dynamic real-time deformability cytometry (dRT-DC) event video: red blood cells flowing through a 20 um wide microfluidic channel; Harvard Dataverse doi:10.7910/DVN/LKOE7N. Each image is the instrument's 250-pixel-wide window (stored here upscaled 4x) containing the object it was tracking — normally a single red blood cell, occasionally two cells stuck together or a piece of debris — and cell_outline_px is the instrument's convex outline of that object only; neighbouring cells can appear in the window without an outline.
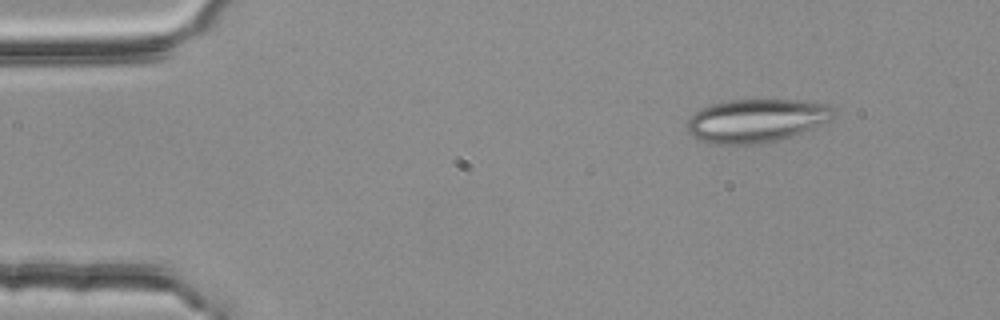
{"species": "common noctule bat (a hibernating species)", "species_latin": "Nyctalus noctula", "temperature_condition": "room temperature", "stored_images_in_passage": 4, "camera_frame_rate_fps": 3000, "um_per_image_px": 0.085, "animal": {"sex": "female", "body_mass_g": 25.1}, "frame": {"image": 1, "passage_image": 1, "time_ms": 0.0, "image_size_px": [1000, 320], "cell_outline_px": [[832, 116], [828, 120], [792, 136], [760, 144], [712, 144], [696, 140], [688, 132], [688, 120], [700, 108], [712, 104], [732, 100], [800, 100], [828, 104], [832, 108]], "centroid_in_image_um": [64.22, 10.26], "position_along_channel_um": 20.8, "area_um2": 36.65}}